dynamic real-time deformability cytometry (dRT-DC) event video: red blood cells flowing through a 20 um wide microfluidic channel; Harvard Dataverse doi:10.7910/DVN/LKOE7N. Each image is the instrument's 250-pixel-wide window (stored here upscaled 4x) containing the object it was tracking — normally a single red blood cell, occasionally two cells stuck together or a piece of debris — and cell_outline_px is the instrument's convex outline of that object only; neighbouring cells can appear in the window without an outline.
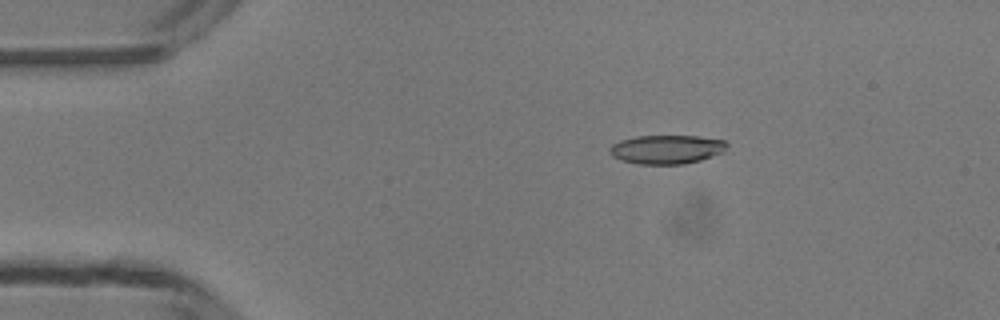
{"species": "common noctule bat (a hibernating species)", "species_latin": "Nyctalus noctula", "temperature_condition": "room temperature", "stored_images_in_passage": 49, "camera_frame_rate_fps": 3000, "um_per_image_px": 0.085, "animal": {"sex": "male", "body_mass_g": 13.3}, "frame": {"image": 1, "passage_image": 9, "time_ms": 2.667, "image_size_px": [1000, 320], "cell_outline_px": [[728, 144], [724, 152], [700, 160], [684, 164], [640, 164], [620, 160], [612, 156], [608, 152], [608, 148], [612, 144], [620, 140], [636, 136], [696, 136], [728, 140]], "centroid_in_image_um": [56.66, 12.69], "position_along_channel_um": 28.3, "area_um2": 19.94}}
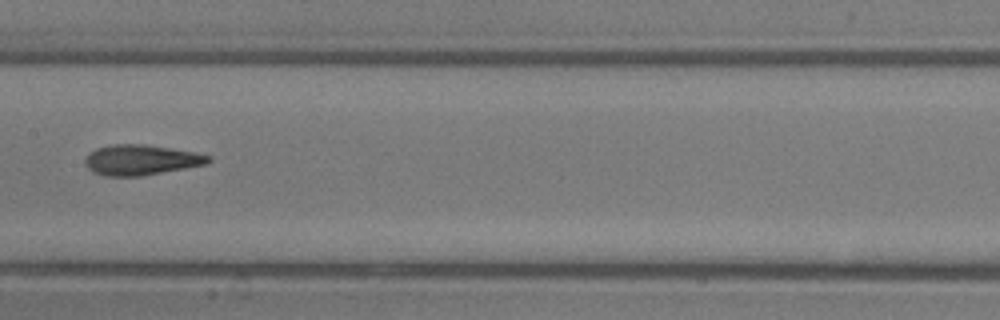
{"frame": {"image": 2, "passage_image": 25, "time_ms": 8.0, "image_size_px": [1000, 320], "cell_outline_px": [[212, 160], [208, 164], [140, 176], [104, 176], [92, 172], [84, 164], [84, 160], [88, 152], [96, 148], [112, 144], [144, 144], [196, 152], [212, 156]], "centroid_in_image_um": [11.97, 13.59], "position_along_channel_um": 195.4, "area_um2": 22.02}}
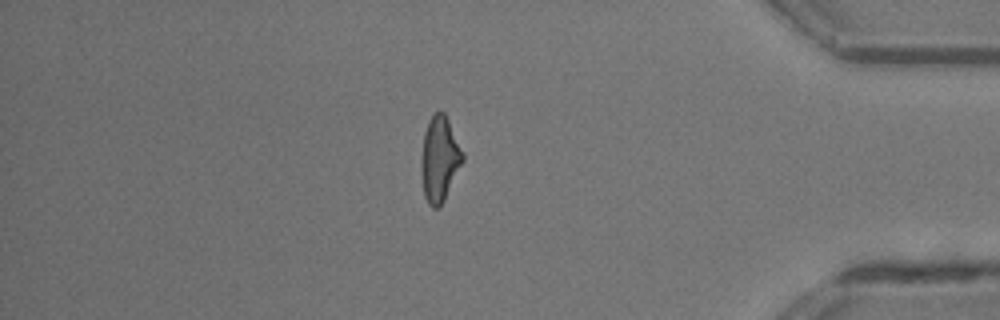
{"frame": {"image": 3, "passage_image": 42, "time_ms": 13.667, "image_size_px": [1000, 320], "cell_outline_px": [[464, 160], [440, 208], [432, 208], [428, 204], [424, 196], [420, 168], [420, 164], [424, 132], [428, 120], [432, 112], [440, 108], [444, 112], [464, 152]], "centroid_in_image_um": [37.35, 13.49], "position_along_channel_um": 397.8, "area_um2": 21.04}, "authors_computed_cell_mechanics": {"area_um2": 20.6346, "velocity_mm_per_s": 4.2294, "shape_relaxation_time_tau1_ms": 5.6217, "shape_relaxation_time_tau2_ms": 2.3056, "deformation_change_tau1": 0.1694, "deformation_change_tau2": 0.1146}}